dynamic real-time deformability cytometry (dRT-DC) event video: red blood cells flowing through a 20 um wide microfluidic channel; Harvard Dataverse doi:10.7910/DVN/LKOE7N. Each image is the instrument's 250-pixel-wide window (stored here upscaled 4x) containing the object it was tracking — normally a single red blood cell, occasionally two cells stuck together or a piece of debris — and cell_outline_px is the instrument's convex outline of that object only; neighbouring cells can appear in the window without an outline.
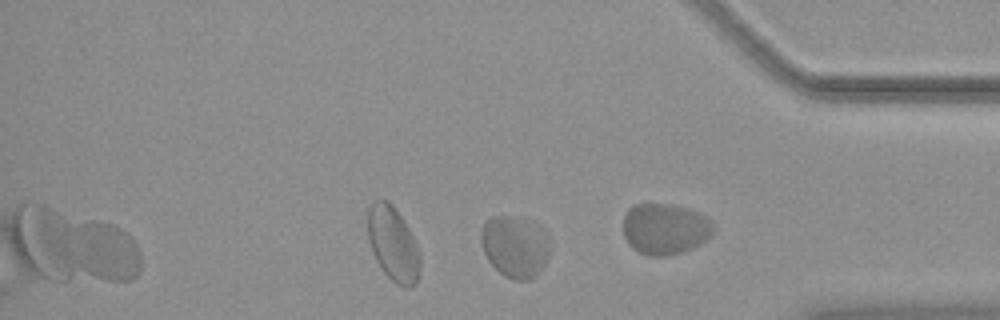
{"species": "common noctule bat (a hibernating species)", "species_latin": "Nyctalus noctula", "temperature_condition": "warm", "stored_images_in_passage": 41, "camera_frame_rate_fps": 3000, "um_per_image_px": 0.085, "animal": {"sex": "female", "body_mass_g": 19.9}, "frame": {"image": 1, "passage_image": 31, "time_ms": 10.0, "image_size_px": [1000, 320], "cell_outline_px": [[548, 256], [544, 264], [528, 280], [516, 280], [504, 276], [488, 260], [484, 252], [480, 240], [480, 232], [484, 224], [492, 216], [508, 216], [532, 220], [540, 224], [544, 228], [548, 240]], "centroid_in_image_um": [43.76, 20.91], "position_along_channel_um": 391.4, "area_um2": 24.62}}
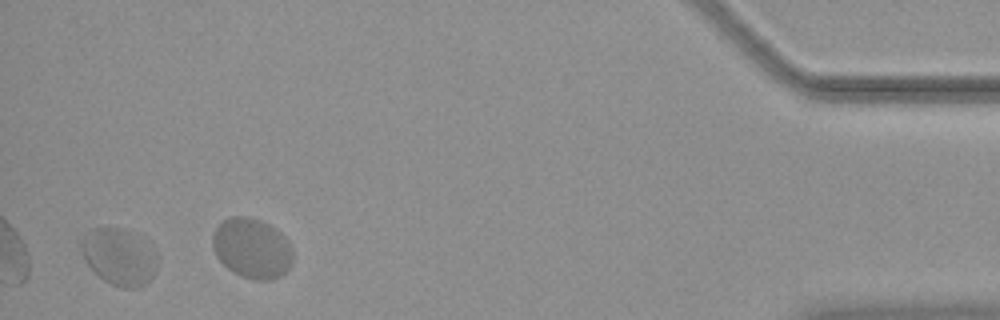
{"frame": {"image": 2, "passage_image": 39, "time_ms": 12.667, "image_size_px": [1000, 320], "cell_outline_px": [[160, 260], [156, 272], [148, 284], [140, 288], [120, 288], [104, 280], [88, 264], [80, 252], [80, 240], [92, 228], [120, 228], [132, 232], [160, 256]], "centroid_in_image_um": [10.17, 21.86], "position_along_channel_um": 425.0, "area_um2": 25.37}, "authors_computed_cell_mechanics": {"area_um2": 23.12, "velocity_mm_per_s": 3.5775, "shape_relaxation_time_tau1_ms": 1.7354, "shape_relaxation_time_tau2_ms": 2.3889, "deformation_change_tau1": 0.2022, "deformation_change_tau2": 0.0512}}